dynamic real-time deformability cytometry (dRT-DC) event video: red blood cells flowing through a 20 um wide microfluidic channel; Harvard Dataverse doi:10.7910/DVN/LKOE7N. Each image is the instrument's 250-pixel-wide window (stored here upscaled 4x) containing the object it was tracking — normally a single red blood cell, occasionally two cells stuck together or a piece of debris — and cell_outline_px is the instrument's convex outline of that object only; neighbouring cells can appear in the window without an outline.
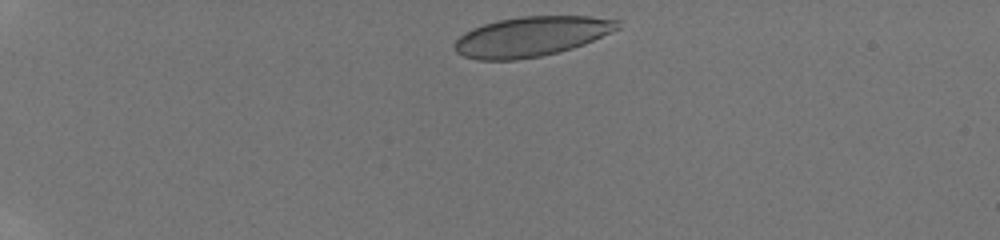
{"species": "human", "species_latin": "Homo sapiens", "temperature_condition": "room temperature", "stored_images_in_passage": 50, "camera_frame_rate_fps": 3000, "um_per_image_px": 0.085, "donor": {"sex": "male"}, "frame": {"image": 1, "passage_image": 1, "time_ms": 0.0, "image_size_px": [1000, 240], "cell_outline_px": [[620, 28], [584, 44], [572, 48], [540, 56], [516, 60], [476, 60], [464, 56], [456, 52], [456, 40], [464, 32], [472, 28], [496, 20], [520, 16], [588, 16], [620, 20]], "centroid_in_image_um": [45.16, 3.09], "position_along_channel_um": 39.8, "area_um2": 37.8}}
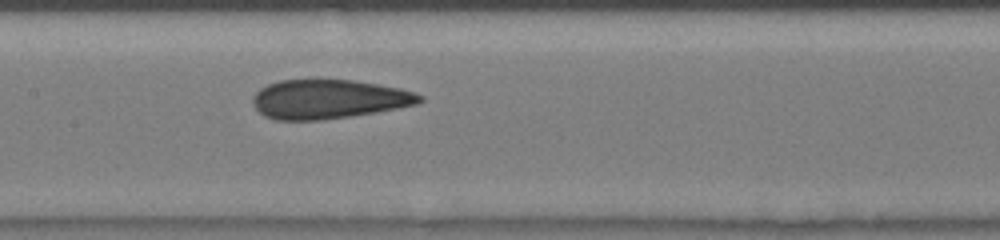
{"frame": {"image": 2, "passage_image": 17, "time_ms": 5.333, "image_size_px": [1000, 240], "cell_outline_px": [[424, 100], [416, 104], [400, 108], [376, 112], [320, 120], [276, 120], [264, 116], [252, 104], [252, 96], [260, 88], [268, 84], [280, 80], [352, 80], [400, 88], [416, 92], [424, 96]], "centroid_in_image_um": [27.94, 8.43], "position_along_channel_um": 179.5, "area_um2": 38.09}}
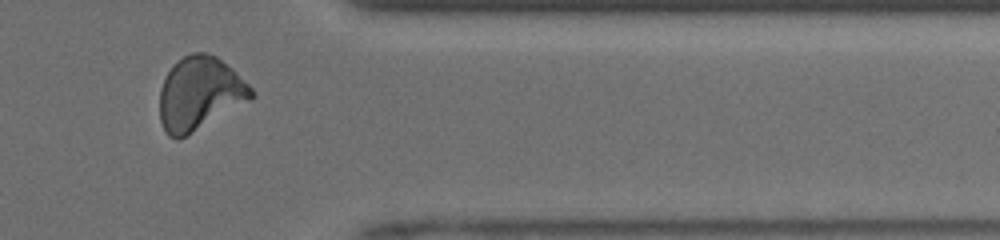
{"frame": {"image": 3, "passage_image": 40, "time_ms": 10.667, "image_size_px": [1000, 240], "cell_outline_px": [[256, 96], [252, 100], [184, 136], [176, 140], [168, 136], [160, 120], [160, 88], [168, 72], [184, 56], [192, 52], [204, 52], [216, 56], [232, 68], [252, 88]], "centroid_in_image_um": [17.0, 7.95], "position_along_channel_um": 394.4, "area_um2": 38.73}, "authors_computed_cell_mechanics": {"area_um2": 37.2521, "velocity_mm_per_s": 4.1425, "shape_relaxation_time_tau1_ms": null, "shape_relaxation_time_tau2_ms": 1.2528, "deformation_change_tau1": null, "deformation_change_tau2": 0.0694}}